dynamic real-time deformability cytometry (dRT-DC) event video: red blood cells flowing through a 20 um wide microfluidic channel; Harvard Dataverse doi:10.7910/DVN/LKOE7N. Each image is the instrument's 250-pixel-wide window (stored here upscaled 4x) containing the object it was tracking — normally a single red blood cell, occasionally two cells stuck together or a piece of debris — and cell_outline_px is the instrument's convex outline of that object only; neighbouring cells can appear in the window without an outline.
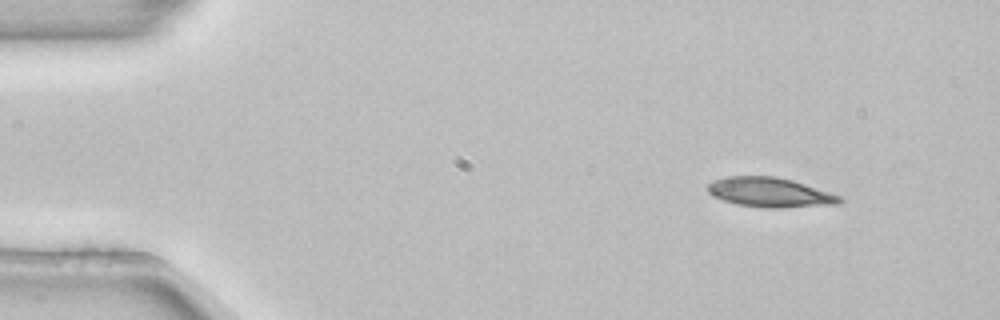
{"species": "common noctule bat (a hibernating species)", "species_latin": "Nyctalus noctula", "temperature_condition": "room temperature", "stored_images_in_passage": 5, "camera_frame_rate_fps": 3000, "um_per_image_px": 0.085, "animal": {"sex": "female", "body_mass_g": 22.7, "forearm_length_mm": 54.2}, "frame": {"image": 1, "passage_image": 1, "time_ms": 0.0, "image_size_px": [1000, 320], "cell_outline_px": [[844, 200], [840, 204], [776, 208], [764, 208], [740, 204], [724, 200], [712, 196], [708, 192], [708, 184], [712, 180], [724, 176], [776, 176], [792, 180], [840, 196]], "centroid_in_image_um": [65.42, 16.34], "position_along_channel_um": 19.6, "area_um2": 22.66}}
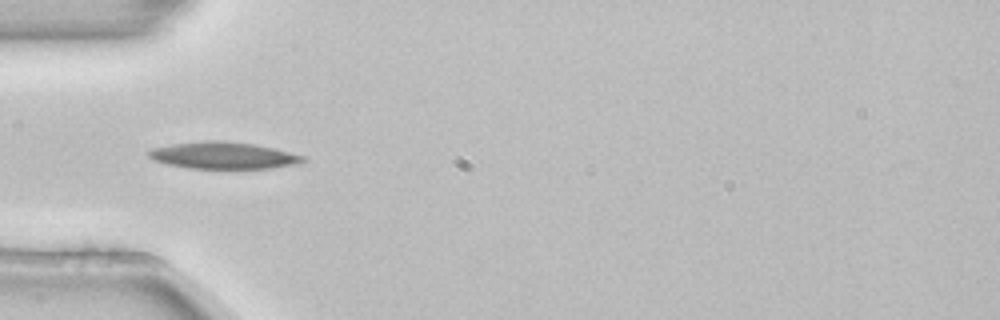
{"frame": {"image": 2, "passage_image": 4, "time_ms": 1.0, "image_size_px": [1000, 320], "cell_outline_px": [[308, 160], [296, 164], [272, 168], [188, 168], [168, 164], [156, 160], [148, 156], [148, 152], [152, 148], [172, 144], [208, 140], [224, 140], [256, 144], [304, 156]], "centroid_in_image_um": [19.0, 13.2], "position_along_channel_um": 66.0, "area_um2": 23.99}}